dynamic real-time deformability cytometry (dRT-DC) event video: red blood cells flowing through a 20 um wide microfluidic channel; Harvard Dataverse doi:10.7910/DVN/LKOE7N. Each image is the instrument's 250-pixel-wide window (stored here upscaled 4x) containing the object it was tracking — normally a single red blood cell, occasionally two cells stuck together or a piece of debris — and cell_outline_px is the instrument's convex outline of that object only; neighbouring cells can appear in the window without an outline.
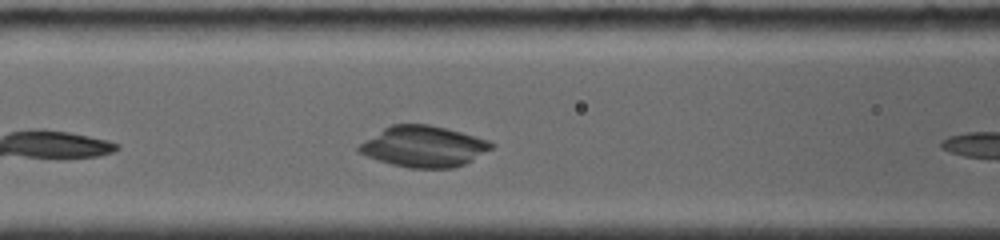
{"species": "common noctule bat (a hibernating species)", "species_latin": "Nyctalus noctula", "temperature_condition": "room temperature", "stored_images_in_passage": 7, "camera_frame_rate_fps": 4000, "um_per_image_px": 0.085, "animal": {"sex": "female", "body_mass_g": 19.0, "forearm_length_mm": 56.7}, "frame": {"image": 1, "passage_image": 6, "time_ms": 1.75, "image_size_px": [1000, 240], "cell_outline_px": [[496, 144], [492, 148], [464, 164], [452, 168], [412, 168], [392, 164], [356, 152], [356, 148], [364, 140], [384, 128], [392, 124], [428, 124], [460, 132], [488, 140]], "centroid_in_image_um": [35.99, 12.45], "position_along_channel_um": 130.6, "area_um2": 31.27}}